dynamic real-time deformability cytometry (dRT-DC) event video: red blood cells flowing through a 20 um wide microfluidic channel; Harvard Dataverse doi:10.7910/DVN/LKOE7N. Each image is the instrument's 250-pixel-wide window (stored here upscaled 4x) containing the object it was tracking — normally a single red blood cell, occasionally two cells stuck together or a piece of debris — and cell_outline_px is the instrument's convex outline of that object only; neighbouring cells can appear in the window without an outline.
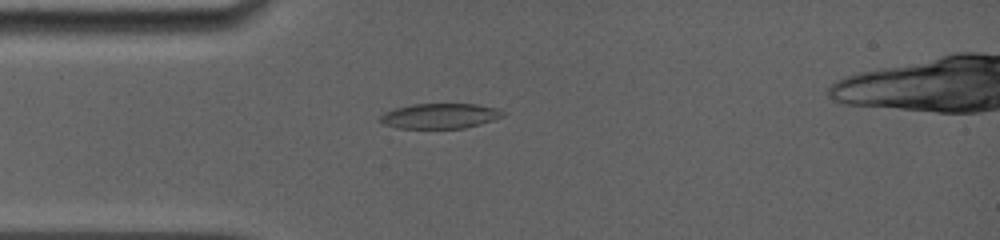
{"species": "common noctule bat (a hibernating species)", "species_latin": "Nyctalus noctula", "temperature_condition": "room temperature", "stored_images_in_passage": 38, "camera_frame_rate_fps": 5000, "um_per_image_px": 0.085, "animal": {"sex": "female", "body_mass_g": 19.0, "forearm_length_mm": 56.7}, "frame": {"image": 1, "passage_image": 7, "time_ms": 3.4, "image_size_px": [1000, 240], "cell_outline_px": [[504, 116], [480, 124], [464, 128], [396, 128], [384, 124], [380, 120], [380, 116], [384, 112], [396, 108], [412, 104], [476, 104], [500, 108], [504, 112]], "centroid_in_image_um": [37.41, 9.85], "position_along_channel_um": 47.6, "area_um2": 17.98}}
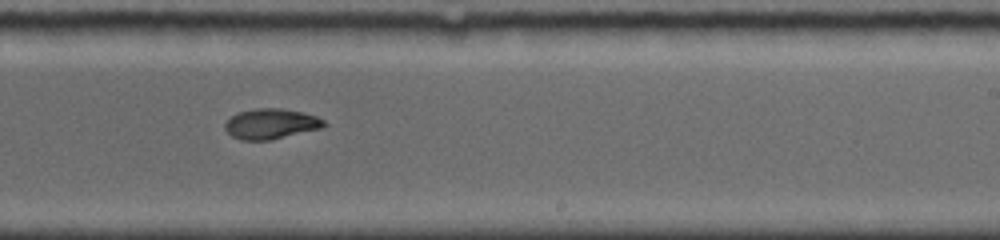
{"frame": {"image": 2, "passage_image": 17, "time_ms": 9.2, "image_size_px": [1000, 240], "cell_outline_px": [[328, 124], [324, 128], [272, 140], [240, 140], [232, 136], [224, 128], [224, 124], [232, 116], [240, 112], [256, 108], [280, 108], [304, 112], [316, 116], [324, 120]], "centroid_in_image_um": [23.08, 10.53], "position_along_channel_um": 265.9, "area_um2": 17.69}}
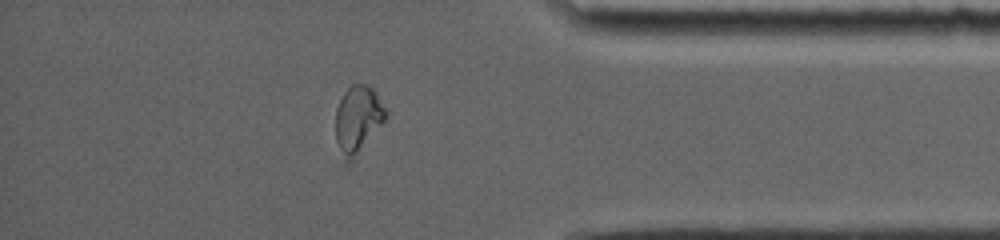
{"frame": {"image": 3, "passage_image": 28, "time_ms": 13.0, "image_size_px": [1000, 240], "cell_outline_px": [[388, 112], [384, 120], [356, 160], [348, 160], [340, 148], [336, 140], [336, 108], [344, 92], [352, 84], [368, 84], [376, 92]], "centroid_in_image_um": [30.44, 10.12], "position_along_channel_um": 404.8, "area_um2": 19.48}}